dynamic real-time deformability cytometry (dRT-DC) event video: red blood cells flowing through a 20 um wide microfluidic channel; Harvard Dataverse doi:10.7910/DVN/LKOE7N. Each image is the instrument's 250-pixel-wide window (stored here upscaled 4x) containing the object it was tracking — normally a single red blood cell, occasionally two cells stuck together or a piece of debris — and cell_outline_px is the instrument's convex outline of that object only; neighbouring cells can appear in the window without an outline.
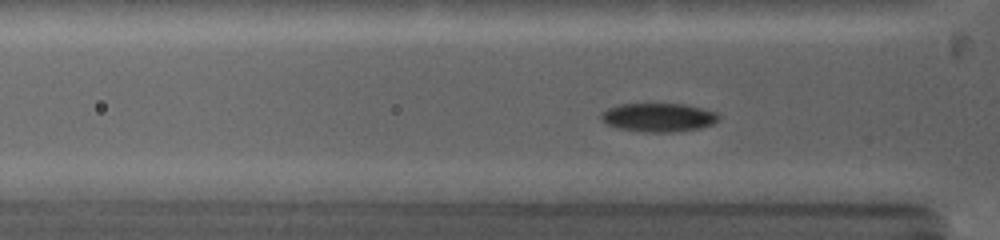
{"species": "common noctule bat (a hibernating species)", "species_latin": "Nyctalus noctula", "temperature_condition": "warm", "stored_images_in_passage": 100, "camera_frame_rate_fps": 5000, "um_per_image_px": 0.085, "animal": {"sex": "female", "body_mass_g": 19.0, "forearm_length_mm": 53.3}, "frame": {"image": 1, "passage_image": 21, "time_ms": 2.8, "image_size_px": [1000, 240], "cell_outline_px": [[720, 120], [712, 124], [700, 128], [672, 132], [644, 132], [616, 128], [608, 124], [600, 116], [600, 112], [608, 108], [620, 104], [684, 104], [716, 112], [720, 116]], "centroid_in_image_um": [55.97, 9.98], "position_along_channel_um": 69.8, "area_um2": 19.59}}
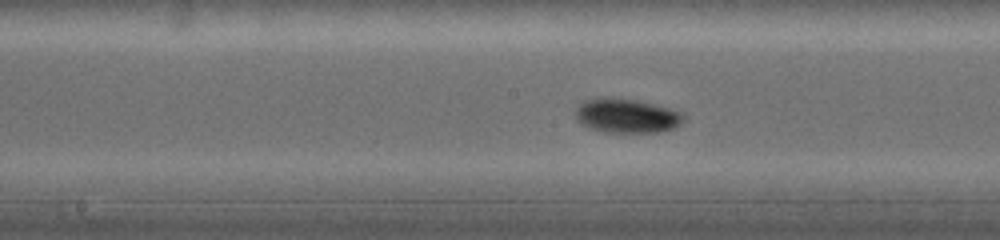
{"frame": {"image": 2, "passage_image": 43, "time_ms": 5.8, "image_size_px": [1000, 240], "cell_outline_px": [[684, 120], [676, 128], [660, 132], [608, 132], [588, 128], [576, 120], [576, 108], [584, 100], [596, 96], [608, 96], [636, 100], [668, 108], [680, 112], [684, 116]], "centroid_in_image_um": [53.23, 9.83], "position_along_channel_um": 195.0, "area_um2": 21.79}}
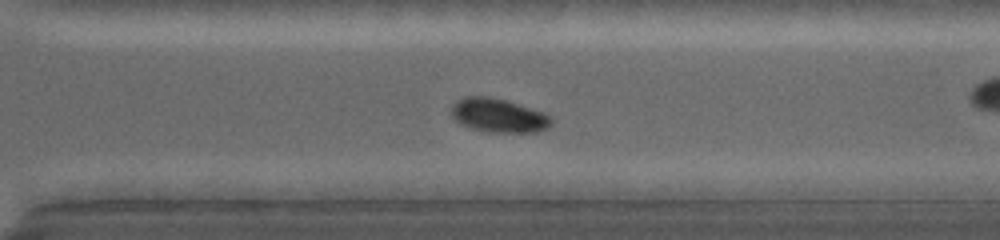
{"frame": {"image": 3, "passage_image": 67, "time_ms": 9.0, "image_size_px": [1000, 240], "cell_outline_px": [[552, 124], [548, 128], [536, 132], [488, 132], [472, 128], [460, 124], [452, 116], [452, 104], [456, 100], [464, 96], [488, 96], [504, 100], [544, 112], [552, 116]], "centroid_in_image_um": [42.38, 9.81], "position_along_channel_um": 328.2, "area_um2": 19.77}, "authors_computed_cell_mechanics": {"area_um2": 19.4208, "velocity_mm_per_s": 4.165, "shape_relaxation_time_tau1_ms": 2.5369, "shape_relaxation_time_tau2_ms": null, "deformation_change_tau1": 0.1247, "deformation_change_tau2": null}}